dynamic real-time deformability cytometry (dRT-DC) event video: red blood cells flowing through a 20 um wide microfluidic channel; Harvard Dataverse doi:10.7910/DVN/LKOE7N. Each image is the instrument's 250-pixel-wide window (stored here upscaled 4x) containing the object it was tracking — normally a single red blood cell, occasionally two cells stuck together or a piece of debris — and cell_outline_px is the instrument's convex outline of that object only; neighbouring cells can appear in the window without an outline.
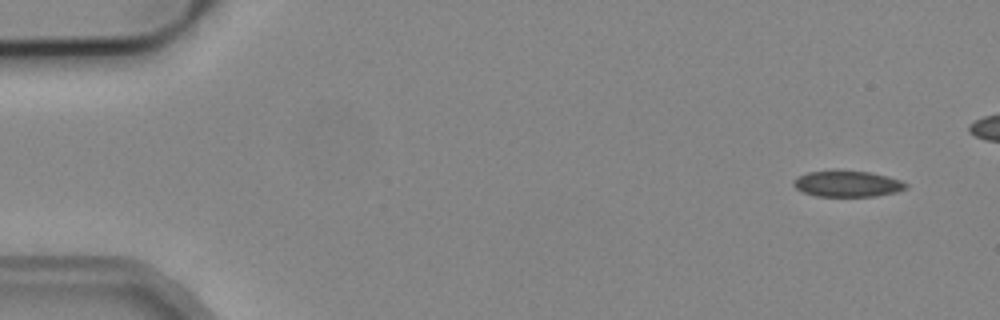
{"species": "common noctule bat (a hibernating species)", "species_latin": "Nyctalus noctula", "temperature_condition": "cold", "stored_images_in_passage": 5, "camera_frame_rate_fps": 3000, "um_per_image_px": 0.085, "animal": {"sex": "male", "body_mass_g": 19.2, "forearm_length_mm": 51.8}, "frame": {"image": 1, "passage_image": 1, "time_ms": 0.0, "image_size_px": [1000, 320], "cell_outline_px": [[908, 188], [896, 192], [876, 196], [816, 196], [804, 192], [796, 188], [792, 184], [796, 176], [808, 172], [872, 172], [888, 176], [900, 180], [908, 184]], "centroid_in_image_um": [72.06, 15.64], "position_along_channel_um": 12.9, "area_um2": 16.76}}